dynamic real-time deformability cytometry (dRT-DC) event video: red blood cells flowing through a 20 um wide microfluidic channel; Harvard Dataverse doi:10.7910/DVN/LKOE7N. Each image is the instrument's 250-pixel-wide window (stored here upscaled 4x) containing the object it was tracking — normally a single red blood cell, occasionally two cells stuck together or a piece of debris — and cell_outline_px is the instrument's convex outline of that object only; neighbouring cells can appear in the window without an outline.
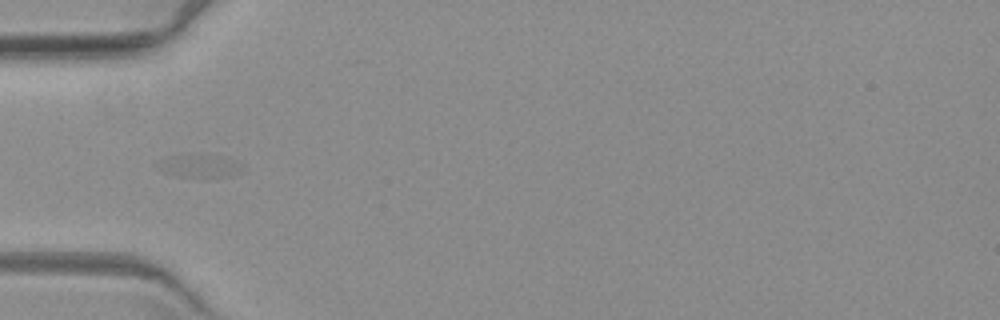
{"species": "common noctule bat (a hibernating species)", "species_latin": "Nyctalus noctula", "temperature_condition": "warm", "stored_images_in_passage": 2, "camera_frame_rate_fps": 3000, "um_per_image_px": 0.085, "animal": {"sex": "female", "body_mass_g": 19.3, "forearm_length_mm": 54.1}, "frame": {"image": 1, "passage_image": 1, "time_ms": 0.0, "image_size_px": [1000, 320], "cell_outline_px": [[240, 172], [232, 176], [176, 176], [164, 172], [156, 168], [152, 164], [172, 156], [220, 156]], "centroid_in_image_um": [16.69, 14.14], "position_along_channel_um": 68.3, "area_um2": 10.06}}
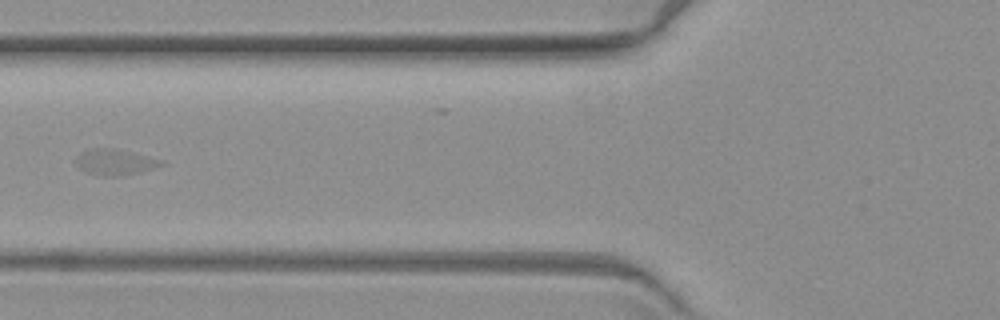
{"frame": {"image": 2, "passage_image": 2, "time_ms": 1.333, "image_size_px": [1000, 320], "cell_outline_px": [[164, 164], [140, 172], [124, 176], [100, 176], [88, 172], [80, 168], [76, 164], [76, 160], [84, 152], [96, 148], [104, 148], [128, 152], [164, 160]], "centroid_in_image_um": [9.81, 13.81], "position_along_channel_um": 116.0, "area_um2": 12.31}}